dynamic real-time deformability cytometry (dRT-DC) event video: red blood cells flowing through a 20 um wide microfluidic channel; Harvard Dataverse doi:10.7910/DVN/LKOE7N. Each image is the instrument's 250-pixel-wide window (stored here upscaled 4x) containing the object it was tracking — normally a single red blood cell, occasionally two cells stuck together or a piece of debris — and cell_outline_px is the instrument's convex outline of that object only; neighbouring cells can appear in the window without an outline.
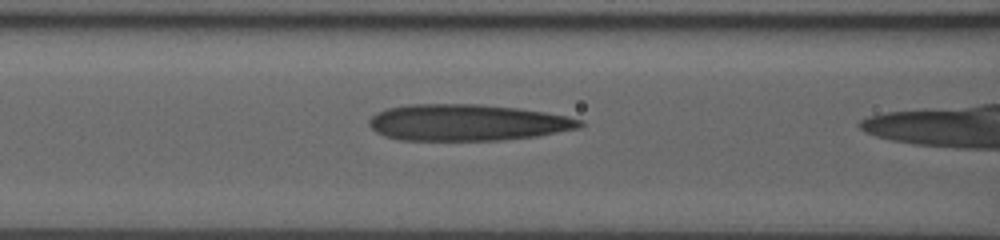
{"species": "human", "species_latin": "Homo sapiens", "temperature_condition": "room temperature", "stored_images_in_passage": 7, "camera_frame_rate_fps": 3000, "um_per_image_px": 0.085, "donor": {"sex": "male"}, "frame": {"image": 1, "passage_image": 3, "time_ms": 0.667, "image_size_px": [1000, 240], "cell_outline_px": [[584, 124], [580, 128], [536, 136], [500, 140], [400, 140], [384, 136], [376, 132], [368, 124], [368, 120], [376, 112], [388, 108], [408, 104], [480, 104], [516, 108], [544, 112], [568, 116], [584, 120]], "centroid_in_image_um": [39.7, 10.41], "position_along_channel_um": 126.9, "area_um2": 44.85}}
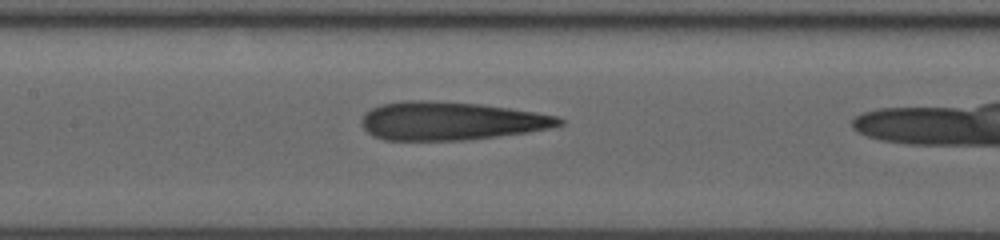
{"frame": {"image": 2, "passage_image": 6, "time_ms": 1.667, "image_size_px": [1000, 240], "cell_outline_px": [[564, 124], [548, 128], [528, 132], [464, 140], [384, 140], [372, 136], [360, 124], [360, 120], [364, 112], [380, 104], [400, 100], [432, 100], [480, 104], [536, 112], [560, 116], [564, 120]], "centroid_in_image_um": [38.27, 10.27], "position_along_channel_um": 169.1, "area_um2": 44.45}}